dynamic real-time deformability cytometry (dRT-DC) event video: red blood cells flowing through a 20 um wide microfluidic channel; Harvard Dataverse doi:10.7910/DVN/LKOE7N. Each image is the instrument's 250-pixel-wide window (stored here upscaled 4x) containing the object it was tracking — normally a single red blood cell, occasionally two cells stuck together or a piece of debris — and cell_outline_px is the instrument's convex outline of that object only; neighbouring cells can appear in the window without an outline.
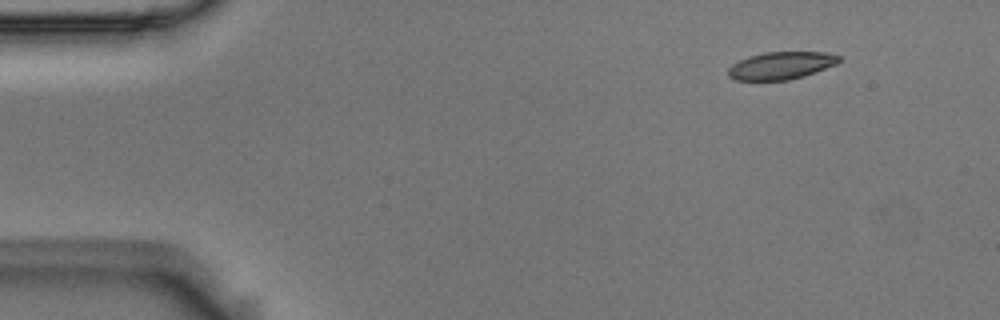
{"species": "Egyptian fruit bat (a non-hibernating species)", "species_latin": "Rousettus aegyptiacus", "temperature_condition": "room temperature", "stored_images_in_passage": 4, "camera_frame_rate_fps": 3000, "um_per_image_px": 0.085, "animal": {"sex": "male"}, "frame": {"image": 1, "passage_image": 1, "time_ms": 0.0, "image_size_px": [1000, 320], "cell_outline_px": [[840, 60], [836, 64], [804, 76], [788, 80], [736, 80], [728, 76], [728, 68], [732, 64], [748, 56], [764, 52], [824, 52], [840, 56]], "centroid_in_image_um": [66.37, 5.57], "position_along_channel_um": 18.6, "area_um2": 17.69}}
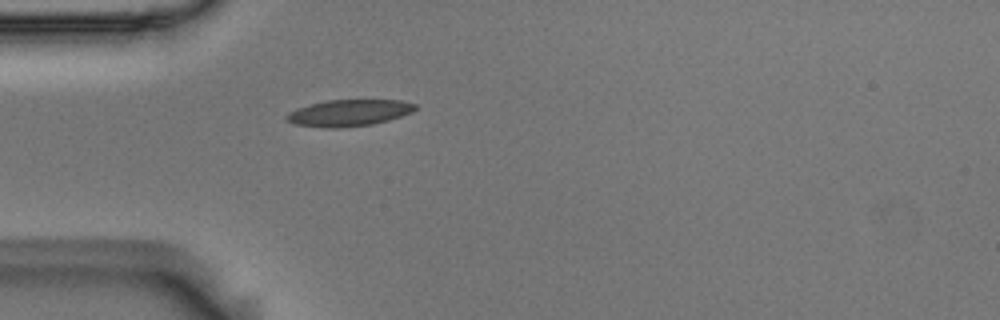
{"frame": {"image": 2, "passage_image": 4, "time_ms": 1.0, "image_size_px": [1000, 320], "cell_outline_px": [[416, 108], [412, 112], [388, 120], [372, 124], [336, 128], [328, 128], [296, 124], [284, 120], [284, 116], [288, 112], [296, 108], [328, 100], [400, 100], [416, 104]], "centroid_in_image_um": [29.62, 9.59], "position_along_channel_um": 55.4, "area_um2": 19.77}}